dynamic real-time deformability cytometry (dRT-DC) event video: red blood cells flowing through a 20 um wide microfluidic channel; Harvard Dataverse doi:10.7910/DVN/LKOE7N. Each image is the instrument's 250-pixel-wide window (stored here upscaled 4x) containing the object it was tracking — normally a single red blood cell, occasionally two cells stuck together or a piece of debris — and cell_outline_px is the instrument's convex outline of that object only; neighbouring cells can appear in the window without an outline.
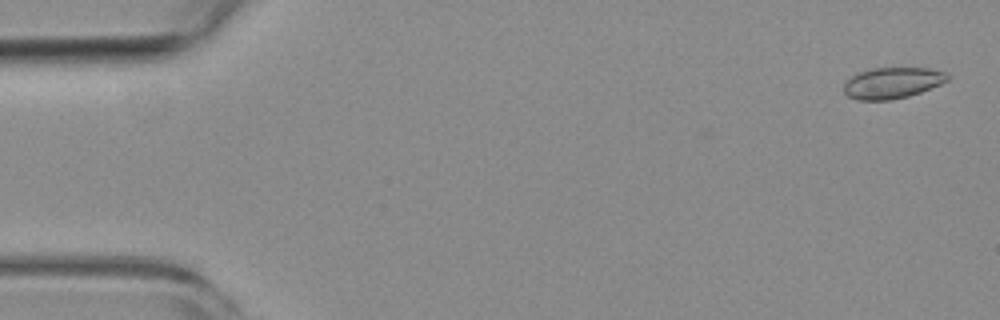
{"species": "common noctule bat (a hibernating species)", "species_latin": "Nyctalus noctula", "temperature_condition": "room temperature", "stored_images_in_passage": 56, "camera_frame_rate_fps": 3000, "um_per_image_px": 0.085, "animal": {"sex": "female", "body_mass_g": 19.3, "forearm_length_mm": 54.1}, "frame": {"image": 1, "passage_image": 2, "time_ms": 0.333, "image_size_px": [1000, 320], "cell_outline_px": [[948, 80], [940, 84], [920, 92], [908, 96], [892, 100], [856, 100], [848, 96], [844, 92], [844, 84], [856, 72], [872, 68], [928, 68], [944, 72], [948, 76]], "centroid_in_image_um": [75.81, 7.05], "position_along_channel_um": 9.2, "area_um2": 18.73}}
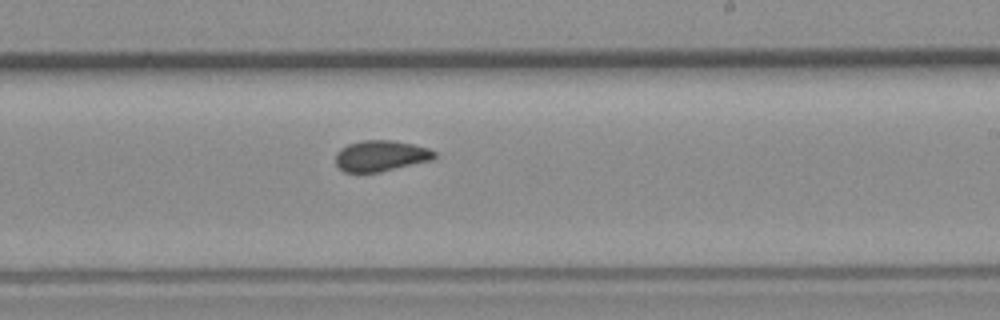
{"frame": {"image": 2, "passage_image": 33, "time_ms": 10.667, "image_size_px": [1000, 320], "cell_outline_px": [[436, 156], [432, 160], [380, 172], [344, 172], [336, 164], [336, 152], [340, 148], [348, 144], [364, 140], [392, 140], [412, 144], [428, 148], [436, 152]], "centroid_in_image_um": [32.36, 13.24], "position_along_channel_um": 256.6, "area_um2": 17.8}}
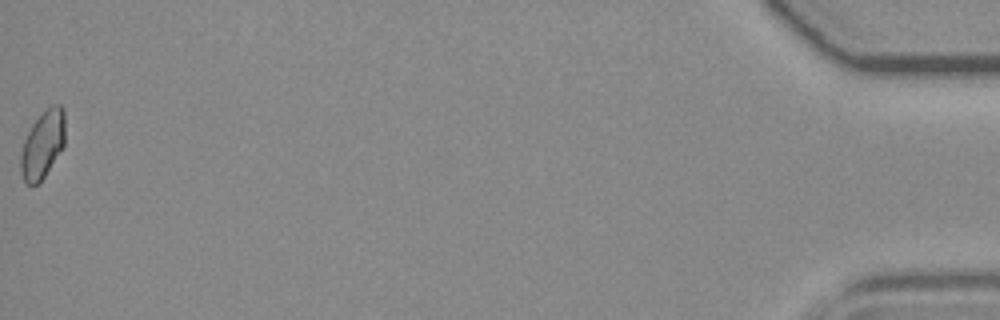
{"frame": {"image": 3, "passage_image": 56, "time_ms": 18.333, "image_size_px": [1000, 320], "cell_outline_px": [[64, 148], [44, 176], [32, 188], [24, 180], [20, 172], [20, 156], [24, 140], [32, 124], [52, 104], [60, 104], [64, 108]], "centroid_in_image_um": [3.63, 12.3], "position_along_channel_um": 431.6, "area_um2": 17.46}, "authors_computed_cell_mechanics": {"area_um2": 18.1203, "velocity_mm_per_s": 3.6869, "shape_relaxation_time_tau1_ms": null, "shape_relaxation_time_tau2_ms": 1.6993, "deformation_change_tau1": null, "deformation_change_tau2": 0.0533}}